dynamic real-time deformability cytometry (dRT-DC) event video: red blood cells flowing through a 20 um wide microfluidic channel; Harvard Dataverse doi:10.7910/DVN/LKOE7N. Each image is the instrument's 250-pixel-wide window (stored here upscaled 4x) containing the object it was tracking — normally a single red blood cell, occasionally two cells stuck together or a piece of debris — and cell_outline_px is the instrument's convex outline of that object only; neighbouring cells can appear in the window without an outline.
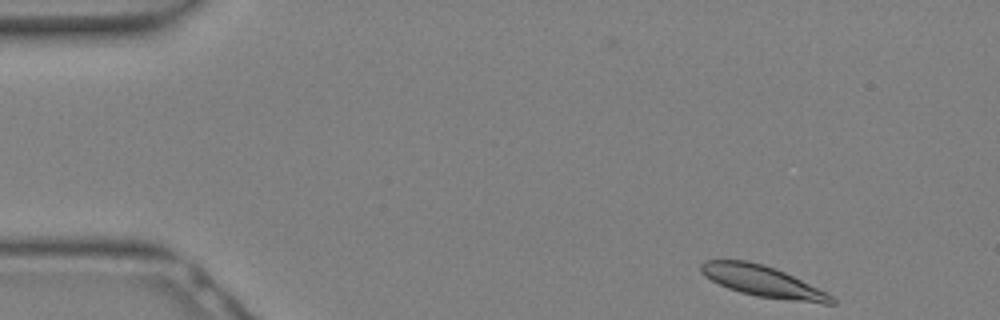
{"species": "Egyptian fruit bat (a non-hibernating species)", "species_latin": "Rousettus aegyptiacus", "temperature_condition": "warm", "stored_images_in_passage": 9, "camera_frame_rate_fps": 3000, "um_per_image_px": 0.085, "animal": {"sex": "female"}, "frame": {"image": 1, "passage_image": 1, "time_ms": 0.0, "image_size_px": [1000, 320], "cell_outline_px": [[836, 304], [824, 304], [756, 296], [740, 292], [728, 288], [704, 276], [700, 272], [700, 264], [704, 260], [748, 260], [784, 272], [828, 292], [836, 300]], "centroid_in_image_um": [64.84, 23.92], "position_along_channel_um": 20.2, "area_um2": 23.52}}
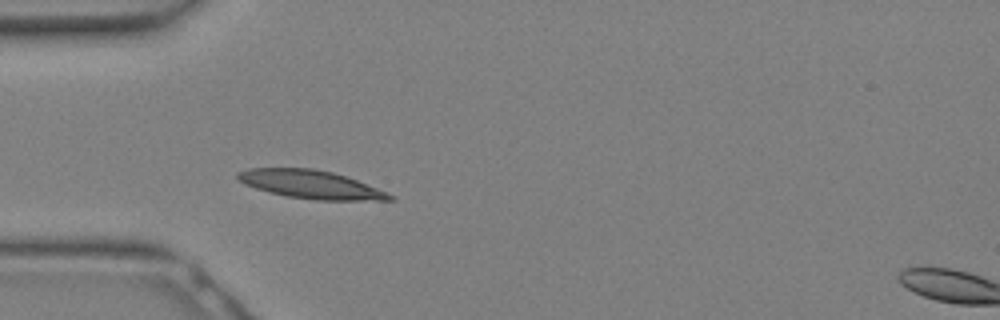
{"frame": {"image": 2, "passage_image": 7, "time_ms": 2.0, "image_size_px": [1000, 320], "cell_outline_px": [[396, 200], [316, 200], [288, 196], [268, 192], [244, 184], [236, 176], [236, 172], [248, 168], [312, 168], [332, 172], [356, 180], [388, 192], [396, 196]], "centroid_in_image_um": [26.42, 15.68], "position_along_channel_um": 58.6, "area_um2": 24.97}}
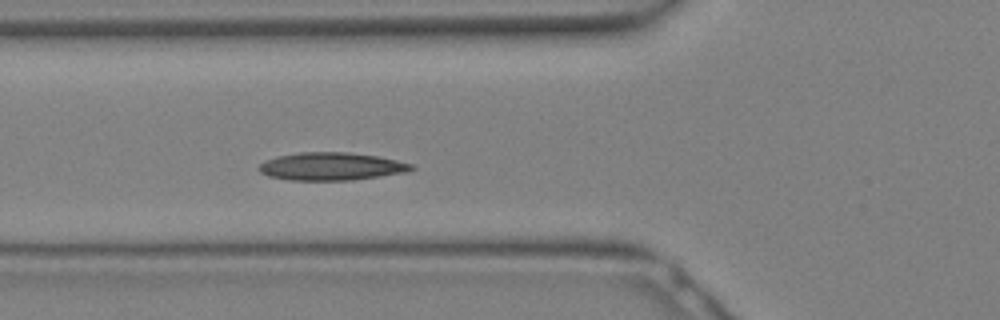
{"frame": {"image": 3, "passage_image": 9, "time_ms": 2.667, "image_size_px": [1000, 320], "cell_outline_px": [[416, 168], [408, 172], [352, 180], [288, 180], [268, 176], [260, 172], [256, 168], [264, 160], [276, 156], [300, 152], [348, 152], [376, 156], [396, 160], [412, 164]], "centroid_in_image_um": [28.13, 14.14], "position_along_channel_um": 97.7, "area_um2": 24.85}}